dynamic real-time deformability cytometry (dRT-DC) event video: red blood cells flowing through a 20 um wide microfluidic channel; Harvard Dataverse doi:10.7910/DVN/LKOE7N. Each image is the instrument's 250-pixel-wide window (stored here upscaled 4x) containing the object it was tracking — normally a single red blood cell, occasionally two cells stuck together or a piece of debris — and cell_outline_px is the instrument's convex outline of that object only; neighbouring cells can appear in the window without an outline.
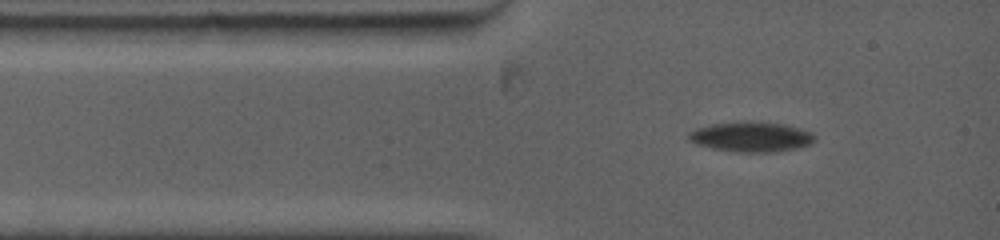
{"species": "common noctule bat (a hibernating species)", "species_latin": "Nyctalus noctula", "temperature_condition": "warm", "stored_images_in_passage": 52, "camera_frame_rate_fps": 5000, "um_per_image_px": 0.085, "animal": {"sex": "female", "body_mass_g": 19.0, "forearm_length_mm": 53.3}, "frame": {"image": 1, "passage_image": 1, "time_ms": 0.0, "image_size_px": [1000, 240], "cell_outline_px": [[816, 140], [800, 148], [772, 152], [732, 152], [712, 148], [696, 144], [688, 140], [688, 132], [696, 128], [712, 124], [784, 124], [800, 128], [812, 132]], "centroid_in_image_um": [63.85, 11.68], "position_along_channel_um": 21.1, "area_um2": 21.33}}
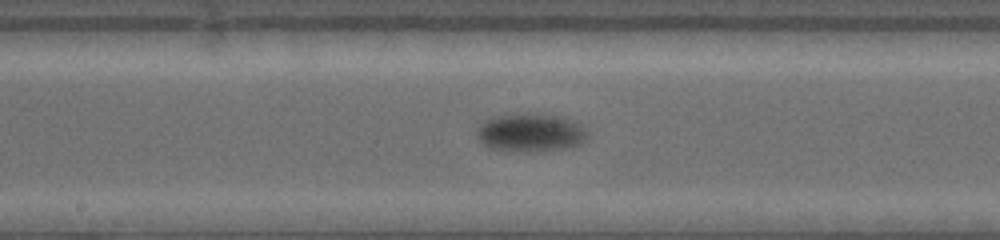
{"frame": {"image": 2, "passage_image": 22, "time_ms": 5.4, "image_size_px": [1000, 240], "cell_outline_px": [[588, 140], [580, 144], [568, 148], [536, 152], [520, 152], [488, 148], [476, 136], [476, 132], [480, 124], [496, 116], [552, 116], [576, 120], [588, 132]], "centroid_in_image_um": [45.15, 11.34], "position_along_channel_um": 203.1, "area_um2": 24.22}}
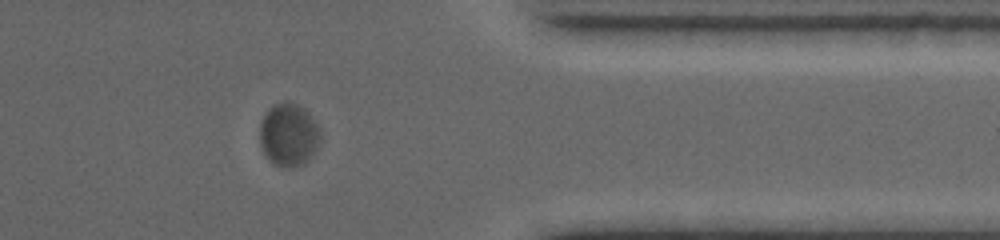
{"frame": {"image": 3, "passage_image": 44, "time_ms": 10.8, "image_size_px": [1000, 240], "cell_outline_px": [[320, 140], [316, 148], [308, 160], [304, 164], [292, 168], [272, 164], [268, 160], [260, 144], [260, 120], [268, 108], [272, 104], [284, 100], [288, 100], [304, 108], [316, 124], [320, 136]], "centroid_in_image_um": [24.49, 11.44], "position_along_channel_um": 386.9, "area_um2": 22.37}}